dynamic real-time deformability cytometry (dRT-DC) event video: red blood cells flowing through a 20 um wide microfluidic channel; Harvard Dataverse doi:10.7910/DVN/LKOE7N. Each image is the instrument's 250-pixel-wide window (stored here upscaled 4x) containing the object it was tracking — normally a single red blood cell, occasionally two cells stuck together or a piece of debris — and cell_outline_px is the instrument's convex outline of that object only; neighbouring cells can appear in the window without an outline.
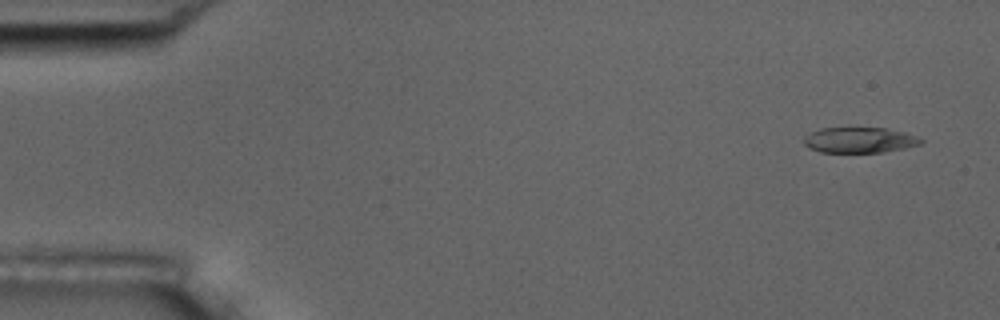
{"species": "common noctule bat (a hibernating species)", "species_latin": "Nyctalus noctula", "temperature_condition": "room temperature", "stored_images_in_passage": 4, "camera_frame_rate_fps": 3000, "um_per_image_px": 0.085, "animal": {"sex": "male", "body_mass_g": 17.5, "forearm_length_mm": 52.3}, "frame": {"image": 1, "passage_image": 1, "time_ms": 0.0, "image_size_px": [1000, 320], "cell_outline_px": [[924, 140], [920, 144], [904, 148], [884, 152], [820, 152], [808, 148], [804, 144], [804, 136], [820, 128], [888, 128], [920, 136]], "centroid_in_image_um": [73.08, 11.9], "position_along_channel_um": 11.9, "area_um2": 17.51}}
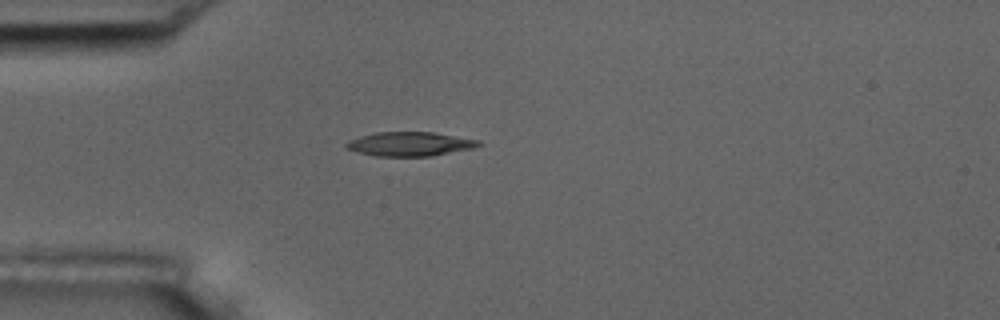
{"frame": {"image": 2, "passage_image": 4, "time_ms": 4.0, "image_size_px": [1000, 320], "cell_outline_px": [[484, 144], [476, 148], [432, 156], [376, 156], [360, 152], [348, 148], [344, 144], [348, 140], [360, 136], [376, 132], [432, 132], [480, 140]], "centroid_in_image_um": [34.91, 12.24], "position_along_channel_um": 50.1, "area_um2": 18.67}}